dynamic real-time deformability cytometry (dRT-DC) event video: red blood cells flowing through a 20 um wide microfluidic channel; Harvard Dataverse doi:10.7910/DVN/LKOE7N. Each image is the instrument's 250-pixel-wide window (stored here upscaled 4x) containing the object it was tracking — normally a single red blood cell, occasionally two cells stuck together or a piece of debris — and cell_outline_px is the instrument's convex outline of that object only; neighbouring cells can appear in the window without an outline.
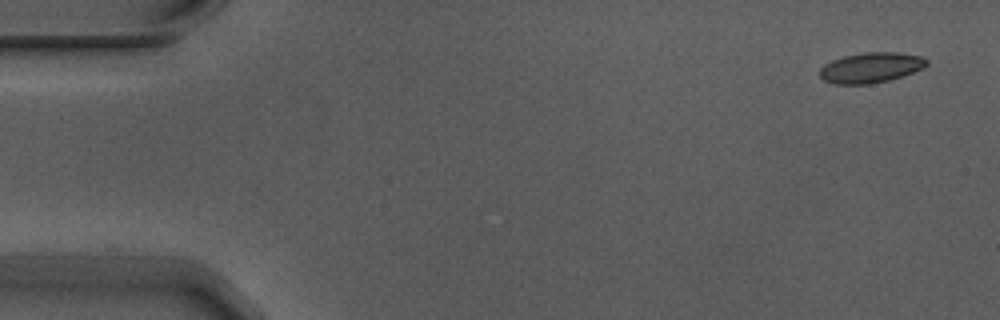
{"species": "Egyptian fruit bat (a non-hibernating species)", "species_latin": "Rousettus aegyptiacus", "temperature_condition": "warm", "stored_images_in_passage": 7, "camera_frame_rate_fps": 3000, "um_per_image_px": 0.085, "animal": {"sex": "male"}, "frame": {"image": 1, "passage_image": 1, "time_ms": 0.0, "image_size_px": [1000, 320], "cell_outline_px": [[928, 64], [924, 68], [888, 80], [868, 84], [832, 84], [824, 80], [820, 76], [820, 68], [824, 64], [832, 60], [844, 56], [864, 52], [896, 52], [920, 56], [928, 60]], "centroid_in_image_um": [74.0, 5.74], "position_along_channel_um": 11.0, "area_um2": 18.79}}
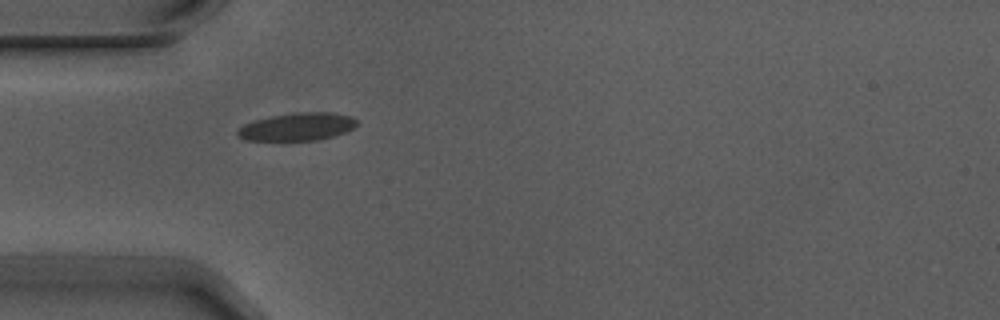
{"frame": {"image": 2, "passage_image": 5, "time_ms": 1.333, "image_size_px": [1000, 320], "cell_outline_px": [[356, 124], [352, 128], [344, 132], [332, 136], [316, 140], [244, 140], [236, 132], [244, 124], [256, 120], [272, 116], [300, 112], [332, 112], [352, 116], [356, 120]], "centroid_in_image_um": [25.28, 10.76], "position_along_channel_um": 59.7, "area_um2": 18.96}}
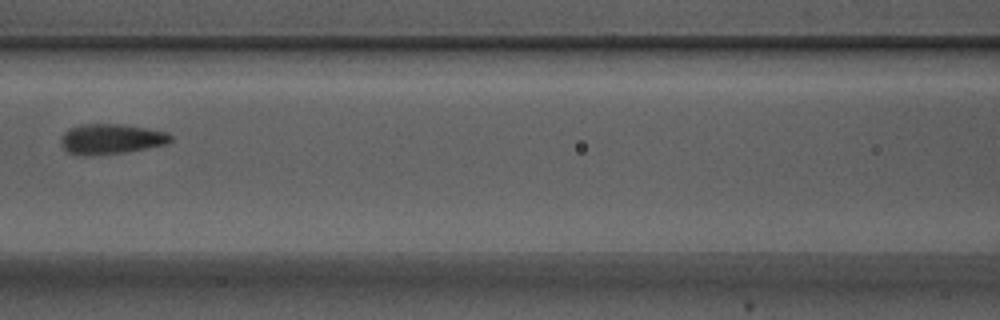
{"frame": {"image": 3, "passage_image": 7, "time_ms": 2.0, "image_size_px": [1000, 320], "cell_outline_px": [[172, 140], [168, 144], [124, 152], [88, 156], [84, 156], [68, 152], [60, 144], [60, 136], [68, 128], [80, 124], [120, 124], [168, 132], [172, 136]], "centroid_in_image_um": [9.4, 11.81], "position_along_channel_um": 157.2, "area_um2": 19.42}}